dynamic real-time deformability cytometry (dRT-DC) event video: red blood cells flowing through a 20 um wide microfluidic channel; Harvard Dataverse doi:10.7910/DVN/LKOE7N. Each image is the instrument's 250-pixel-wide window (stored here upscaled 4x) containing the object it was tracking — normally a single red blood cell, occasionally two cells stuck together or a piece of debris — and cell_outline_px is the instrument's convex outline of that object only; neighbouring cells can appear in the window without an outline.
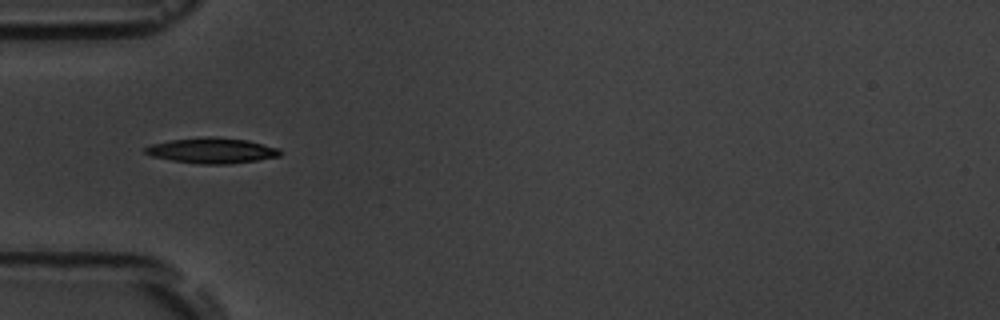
{"species": "common noctule bat (a hibernating species)", "species_latin": "Nyctalus noctula", "temperature_condition": "room temperature", "stored_images_in_passage": 9, "camera_frame_rate_fps": 3000, "um_per_image_px": 0.085, "animal": {"sex": "male", "body_mass_g": 19.5, "forearm_length_mm": 54.6}, "frame": {"image": 1, "passage_image": 4, "time_ms": 3.667, "image_size_px": [1000, 320], "cell_outline_px": [[280, 156], [256, 160], [228, 164], [200, 164], [172, 160], [152, 156], [144, 152], [144, 148], [152, 144], [172, 140], [204, 136], [212, 136], [248, 140], [280, 148]], "centroid_in_image_um": [18.03, 12.79], "position_along_channel_um": 67.0, "area_um2": 19.94}}
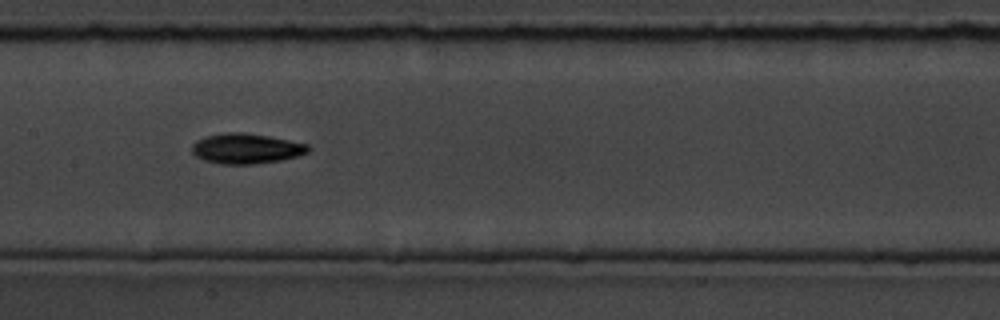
{"frame": {"image": 2, "passage_image": 7, "time_ms": 7.0, "image_size_px": [1000, 320], "cell_outline_px": [[312, 148], [308, 152], [296, 156], [280, 160], [252, 164], [220, 164], [204, 160], [196, 156], [192, 152], [192, 144], [196, 140], [204, 136], [224, 132], [244, 132], [268, 136], [308, 144]], "centroid_in_image_um": [20.9, 12.62], "position_along_channel_um": 186.5, "area_um2": 20.52}}
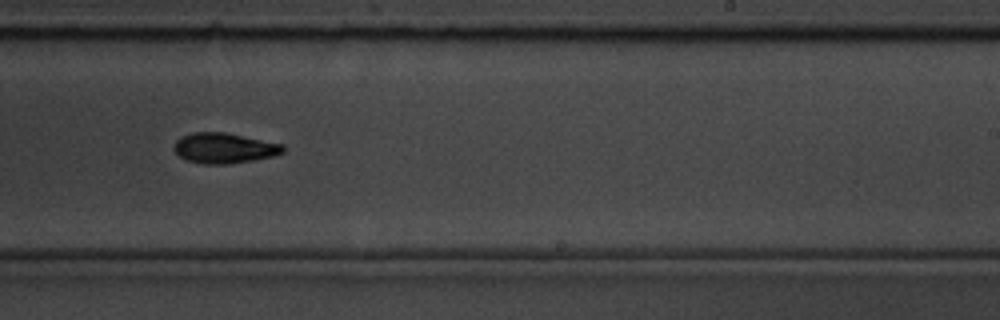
{"frame": {"image": 3, "passage_image": 9, "time_ms": 9.333, "image_size_px": [1000, 320], "cell_outline_px": [[284, 152], [272, 156], [252, 160], [228, 164], [204, 164], [188, 160], [180, 156], [172, 148], [176, 140], [180, 136], [192, 132], [224, 132], [284, 144]], "centroid_in_image_um": [19.03, 12.58], "position_along_channel_um": 270.0, "area_um2": 19.25}}